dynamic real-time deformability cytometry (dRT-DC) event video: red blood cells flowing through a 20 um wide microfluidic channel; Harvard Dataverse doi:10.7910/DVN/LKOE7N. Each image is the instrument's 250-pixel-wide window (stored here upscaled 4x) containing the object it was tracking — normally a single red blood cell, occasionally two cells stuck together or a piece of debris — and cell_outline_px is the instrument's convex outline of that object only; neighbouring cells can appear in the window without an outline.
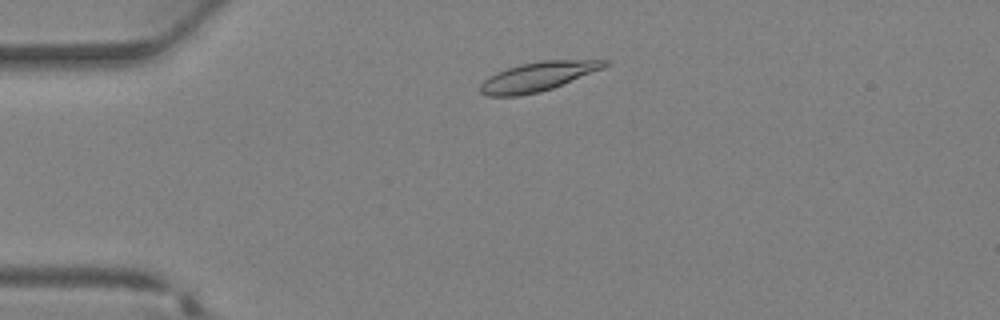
{"species": "Egyptian fruit bat (a non-hibernating species)", "species_latin": "Rousettus aegyptiacus", "temperature_condition": "warm", "stored_images_in_passage": 34, "camera_frame_rate_fps": 3000, "um_per_image_px": 0.085, "animal": {"sex": "female"}, "frame": {"image": 1, "passage_image": 5, "time_ms": 1.333, "image_size_px": [1000, 320], "cell_outline_px": [[612, 60], [604, 68], [552, 88], [540, 92], [516, 96], [488, 96], [480, 92], [480, 84], [488, 76], [496, 72], [520, 64], [540, 60]], "centroid_in_image_um": [45.7, 6.5], "position_along_channel_um": 39.3, "area_um2": 21.1}}
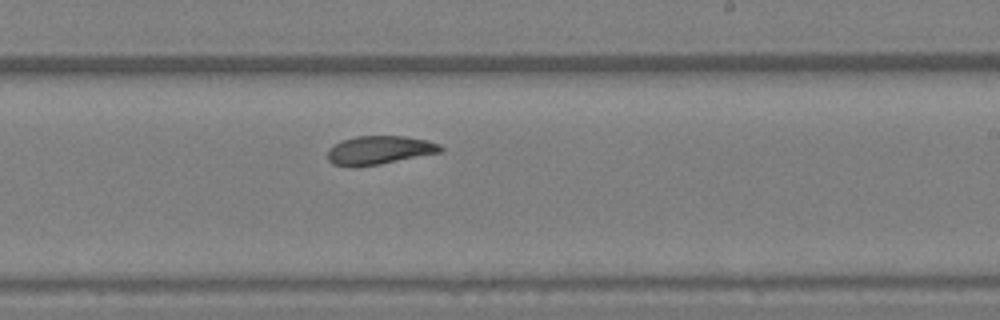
{"frame": {"image": 2, "passage_image": 19, "time_ms": 6.0, "image_size_px": [1000, 320], "cell_outline_px": [[444, 148], [440, 152], [380, 164], [352, 168], [332, 164], [328, 160], [328, 148], [340, 140], [356, 136], [404, 136], [428, 140], [440, 144]], "centroid_in_image_um": [32.2, 12.76], "position_along_channel_um": 256.8, "area_um2": 19.02}}
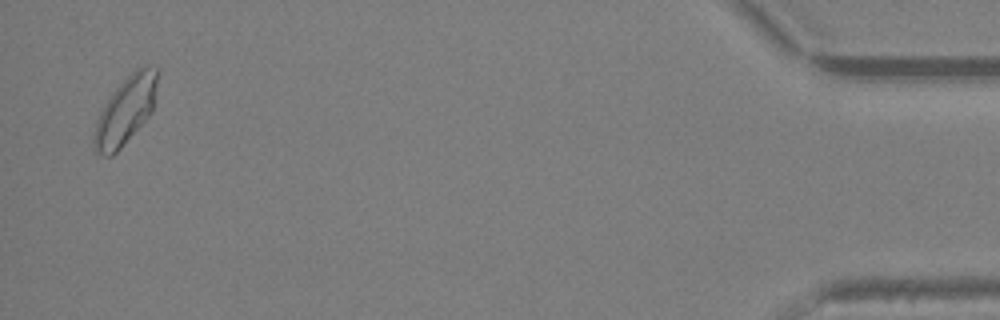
{"frame": {"image": 3, "passage_image": 33, "time_ms": 10.667, "image_size_px": [1000, 320], "cell_outline_px": [[160, 72], [152, 112], [120, 148], [112, 156], [104, 156], [96, 152], [92, 148], [92, 136], [96, 120], [104, 104], [112, 92], [136, 68], [144, 64], [160, 68]], "centroid_in_image_um": [10.68, 9.36], "position_along_channel_um": 424.5, "area_um2": 25.26}}